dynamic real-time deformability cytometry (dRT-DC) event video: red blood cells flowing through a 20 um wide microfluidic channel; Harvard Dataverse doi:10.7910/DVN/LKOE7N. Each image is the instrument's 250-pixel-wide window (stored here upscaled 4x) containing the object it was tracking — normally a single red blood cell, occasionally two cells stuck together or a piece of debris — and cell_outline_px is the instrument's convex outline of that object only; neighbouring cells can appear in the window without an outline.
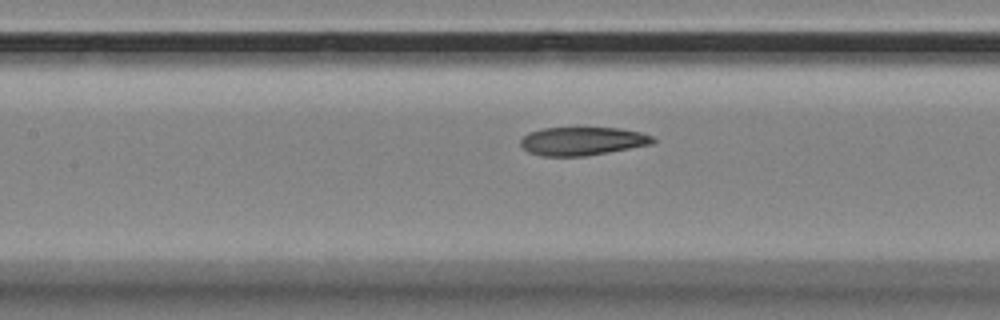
{"species": "Egyptian fruit bat (a non-hibernating species)", "species_latin": "Rousettus aegyptiacus", "temperature_condition": "room temperature", "stored_images_in_passage": 8, "camera_frame_rate_fps": 3000, "um_per_image_px": 0.085, "animal": {"sex": "female"}, "frame": {"image": 1, "passage_image": 8, "time_ms": 10.0, "image_size_px": [1000, 320], "cell_outline_px": [[656, 140], [652, 144], [608, 152], [584, 156], [540, 156], [528, 152], [520, 144], [520, 140], [528, 132], [544, 128], [620, 128], [640, 132], [652, 136]], "centroid_in_image_um": [49.48, 12.0], "position_along_channel_um": 157.9, "area_um2": 21.79}}